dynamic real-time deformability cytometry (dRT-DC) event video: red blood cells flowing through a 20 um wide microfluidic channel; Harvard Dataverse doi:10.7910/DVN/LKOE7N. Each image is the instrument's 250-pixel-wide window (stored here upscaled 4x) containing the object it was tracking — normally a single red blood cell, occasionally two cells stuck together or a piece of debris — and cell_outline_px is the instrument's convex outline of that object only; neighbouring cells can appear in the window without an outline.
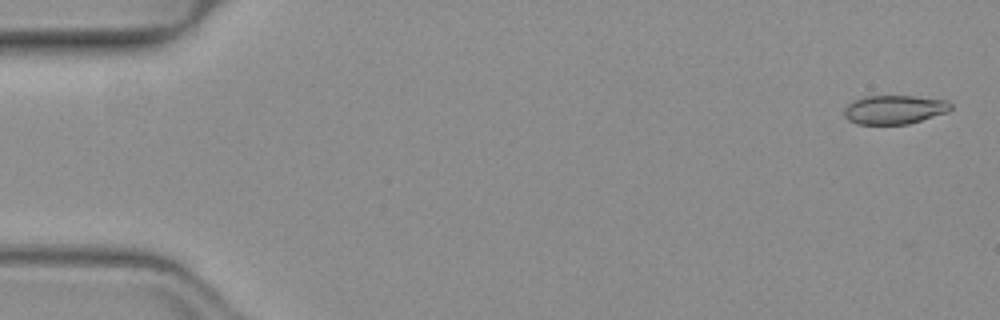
{"species": "common noctule bat (a hibernating species)", "species_latin": "Nyctalus noctula", "temperature_condition": "warm", "stored_images_in_passage": 19, "camera_frame_rate_fps": 3000, "um_per_image_px": 0.085, "animal": {"sex": "female", "body_mass_g": 19.3, "forearm_length_mm": 54.1}, "frame": {"image": 1, "passage_image": 1, "time_ms": 0.0, "image_size_px": [1000, 320], "cell_outline_px": [[952, 108], [948, 112], [908, 124], [856, 124], [848, 120], [844, 116], [844, 108], [852, 100], [864, 96], [916, 96], [948, 100], [952, 104]], "centroid_in_image_um": [76.02, 9.31], "position_along_channel_um": 9.0, "area_um2": 18.15}}
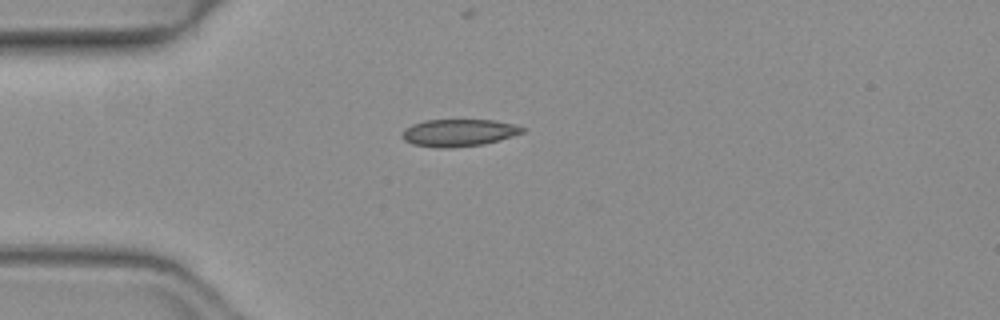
{"frame": {"image": 2, "passage_image": 13, "time_ms": 4.0, "image_size_px": [1000, 320], "cell_outline_px": [[524, 132], [500, 140], [484, 144], [452, 148], [440, 148], [412, 144], [404, 140], [400, 136], [404, 128], [412, 124], [424, 120], [496, 120], [512, 124], [524, 128]], "centroid_in_image_um": [38.95, 11.28], "position_along_channel_um": 46.1, "area_um2": 19.19}}
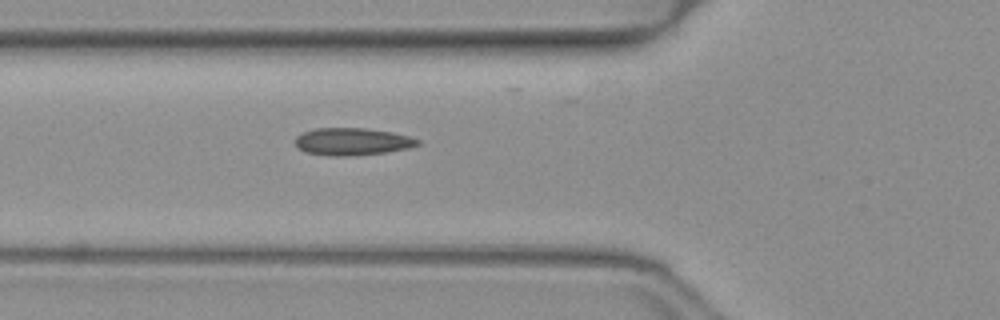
{"frame": {"image": 3, "passage_image": 18, "time_ms": 5.667, "image_size_px": [1000, 320], "cell_outline_px": [[420, 144], [408, 148], [384, 152], [348, 156], [332, 156], [304, 152], [296, 148], [296, 136], [304, 132], [316, 128], [364, 128], [392, 132], [408, 136], [420, 140]], "centroid_in_image_um": [29.91, 12.03], "position_along_channel_um": 95.9, "area_um2": 19.42}}